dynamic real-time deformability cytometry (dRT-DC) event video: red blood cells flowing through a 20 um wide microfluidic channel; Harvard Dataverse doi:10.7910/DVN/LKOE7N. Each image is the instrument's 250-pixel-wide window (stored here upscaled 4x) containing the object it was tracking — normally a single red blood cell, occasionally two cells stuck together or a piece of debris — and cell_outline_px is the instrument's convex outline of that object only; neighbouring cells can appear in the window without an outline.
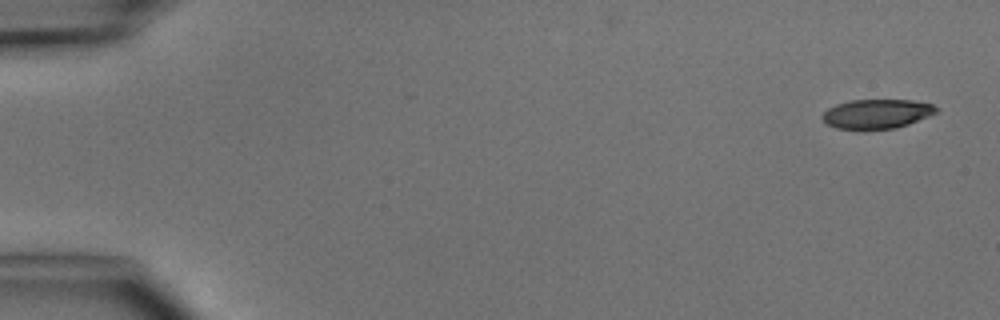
{"species": "common noctule bat (a hibernating species)", "species_latin": "Nyctalus noctula", "temperature_condition": "cold", "stored_images_in_passage": 6, "camera_frame_rate_fps": 3000, "um_per_image_px": 0.085, "animal": {"sex": "male", "body_mass_g": 15.6}, "frame": {"image": 1, "passage_image": 1, "time_ms": 0.0, "image_size_px": [1000, 320], "cell_outline_px": [[940, 108], [936, 112], [928, 116], [908, 124], [896, 128], [864, 132], [836, 128], [828, 124], [820, 116], [828, 108], [836, 104], [852, 100], [912, 100], [932, 104]], "centroid_in_image_um": [74.5, 9.71], "position_along_channel_um": 10.5, "area_um2": 20.0}}
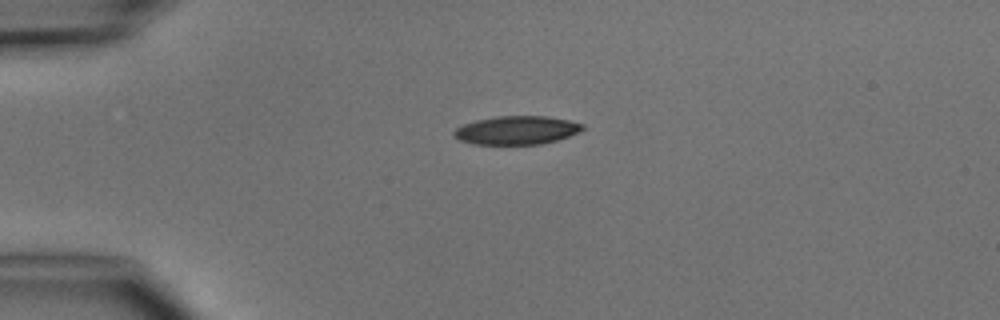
{"frame": {"image": 2, "passage_image": 4, "time_ms": 3.333, "image_size_px": [1000, 320], "cell_outline_px": [[584, 128], [580, 132], [556, 140], [540, 144], [472, 144], [460, 140], [452, 136], [452, 132], [456, 128], [464, 124], [476, 120], [496, 116], [548, 116], [568, 120], [584, 124]], "centroid_in_image_um": [43.9, 11.06], "position_along_channel_um": 41.1, "area_um2": 21.39}}